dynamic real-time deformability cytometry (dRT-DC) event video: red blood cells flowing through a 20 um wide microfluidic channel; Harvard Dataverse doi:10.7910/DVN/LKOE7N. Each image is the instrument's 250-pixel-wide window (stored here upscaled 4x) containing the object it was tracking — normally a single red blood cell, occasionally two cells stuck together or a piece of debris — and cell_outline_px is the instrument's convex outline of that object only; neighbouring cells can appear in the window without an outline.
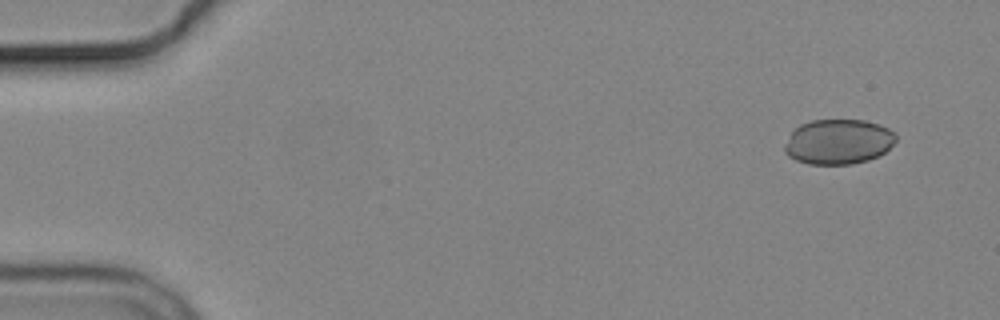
{"species": "common noctule bat (a hibernating species)", "species_latin": "Nyctalus noctula", "temperature_condition": "cold", "stored_images_in_passage": 8, "camera_frame_rate_fps": 3000, "um_per_image_px": 0.085, "animal": {"sex": "male", "body_mass_g": 19.2, "forearm_length_mm": 51.8}, "frame": {"image": 1, "passage_image": 1, "time_ms": 0.0, "image_size_px": [1000, 320], "cell_outline_px": [[896, 140], [880, 156], [868, 160], [852, 164], [808, 164], [796, 160], [788, 156], [784, 152], [784, 144], [792, 132], [800, 124], [812, 120], [864, 120], [880, 124], [896, 132]], "centroid_in_image_um": [71.26, 12.05], "position_along_channel_um": 13.7, "area_um2": 29.36}}
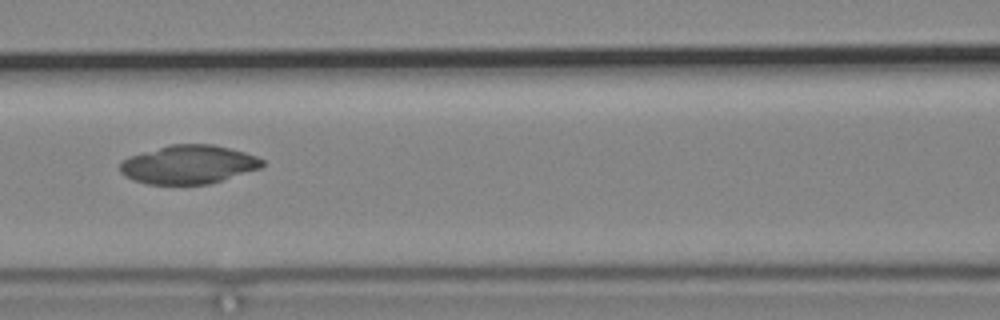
{"frame": {"image": 2, "passage_image": 7, "time_ms": 7.0, "image_size_px": [1000, 320], "cell_outline_px": [[264, 164], [260, 168], [208, 184], [148, 184], [132, 180], [124, 176], [120, 172], [120, 164], [128, 156], [172, 144], [212, 144], [244, 152], [256, 156], [264, 160]], "centroid_in_image_um": [16.0, 13.98], "position_along_channel_um": 150.6, "area_um2": 31.79}}
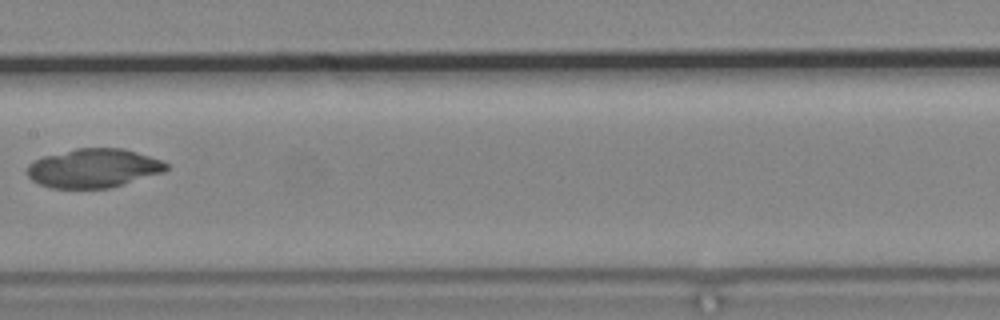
{"frame": {"image": 3, "passage_image": 8, "time_ms": 8.333, "image_size_px": [1000, 320], "cell_outline_px": [[168, 168], [164, 172], [108, 188], [52, 188], [40, 184], [32, 180], [28, 176], [28, 164], [44, 156], [76, 148], [124, 148], [160, 160], [168, 164]], "centroid_in_image_um": [7.94, 14.29], "position_along_channel_um": 199.5, "area_um2": 31.21}}